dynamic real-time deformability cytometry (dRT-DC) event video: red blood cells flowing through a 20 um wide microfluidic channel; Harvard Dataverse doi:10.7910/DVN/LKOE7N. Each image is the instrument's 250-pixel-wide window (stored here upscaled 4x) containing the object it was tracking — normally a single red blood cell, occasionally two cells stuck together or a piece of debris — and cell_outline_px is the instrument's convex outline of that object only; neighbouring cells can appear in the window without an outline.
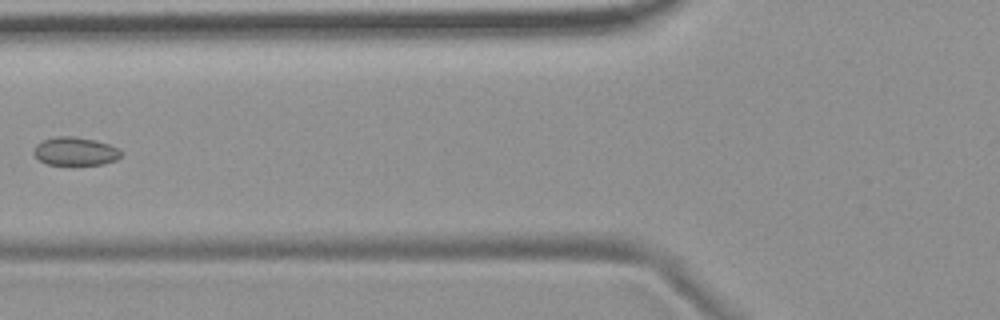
{"species": "common noctule bat (a hibernating species)", "species_latin": "Nyctalus noctula", "temperature_condition": "room temperature", "stored_images_in_passage": 8, "camera_frame_rate_fps": 3000, "um_per_image_px": 0.085, "animal": {"sex": "female", "body_mass_g": 19.9}, "frame": {"image": 1, "passage_image": 7, "time_ms": 7.0, "image_size_px": [1000, 320], "cell_outline_px": [[124, 152], [116, 160], [100, 164], [48, 164], [40, 160], [32, 152], [36, 144], [44, 140], [56, 136], [72, 136], [96, 140], [108, 144]], "centroid_in_image_um": [6.39, 12.85], "position_along_channel_um": 119.4, "area_um2": 14.22}}
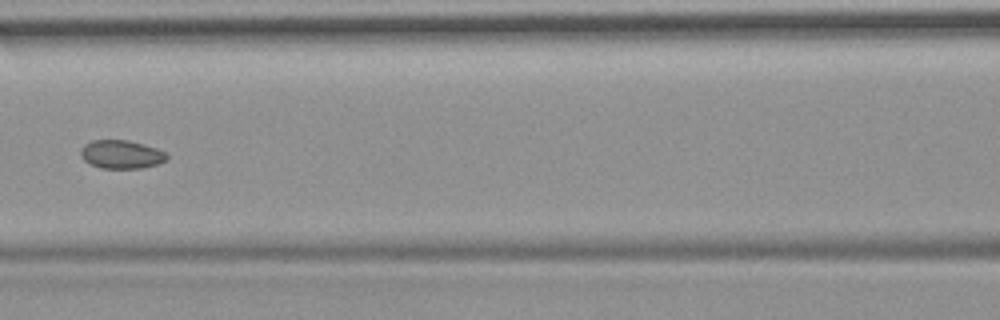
{"frame": {"image": 2, "passage_image": 8, "time_ms": 8.0, "image_size_px": [1000, 320], "cell_outline_px": [[168, 160], [156, 164], [140, 168], [100, 168], [84, 160], [80, 156], [80, 148], [84, 144], [92, 140], [128, 140], [144, 144], [156, 148], [164, 152], [168, 156]], "centroid_in_image_um": [10.29, 13.11], "position_along_channel_um": 156.3, "area_um2": 14.28}}